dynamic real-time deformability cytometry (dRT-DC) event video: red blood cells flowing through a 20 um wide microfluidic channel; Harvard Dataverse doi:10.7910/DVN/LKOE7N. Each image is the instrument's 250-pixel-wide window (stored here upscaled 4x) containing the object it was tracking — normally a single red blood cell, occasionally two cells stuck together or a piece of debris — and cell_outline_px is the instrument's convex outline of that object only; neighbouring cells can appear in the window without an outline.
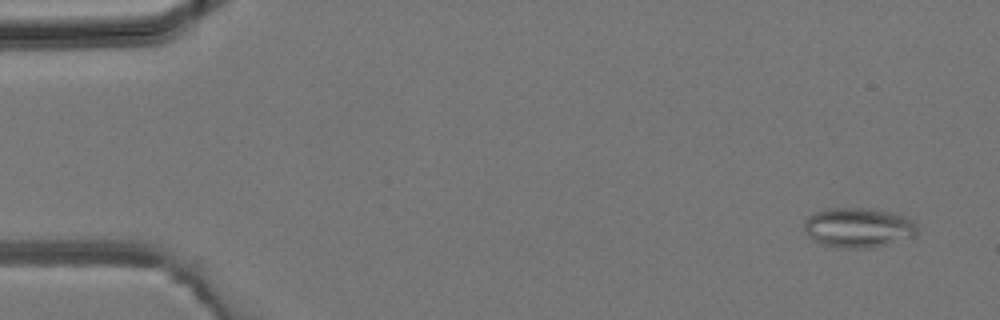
{"species": "common noctule bat (a hibernating species)", "species_latin": "Nyctalus noctula", "temperature_condition": "room temperature", "stored_images_in_passage": 43, "camera_frame_rate_fps": 3000, "um_per_image_px": 0.085, "animal": {"sex": "male", "body_mass_g": 19.2, "forearm_length_mm": 51.8}, "frame": {"image": 1, "passage_image": 3, "time_ms": 0.667, "image_size_px": [1000, 320], "cell_outline_px": [[920, 232], [916, 236], [872, 248], [844, 248], [824, 244], [812, 240], [808, 236], [804, 228], [804, 220], [812, 212], [824, 208], [860, 208], [892, 212], [908, 216], [916, 220]], "centroid_in_image_um": [73.0, 19.33], "position_along_channel_um": 12.0, "area_um2": 26.76}}
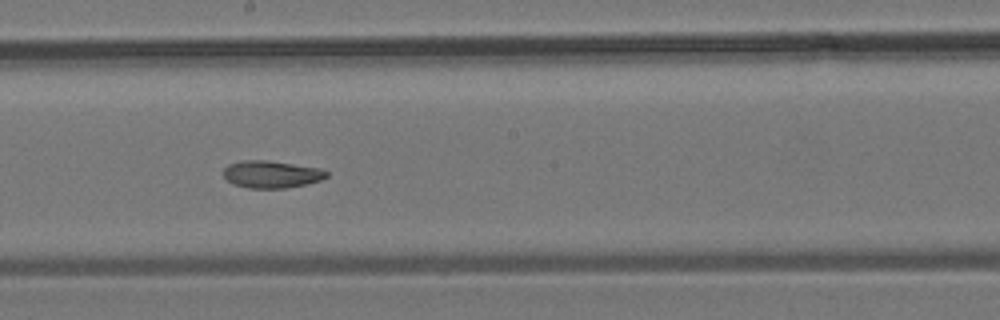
{"frame": {"image": 2, "passage_image": 24, "time_ms": 7.667, "image_size_px": [1000, 320], "cell_outline_px": [[328, 176], [320, 180], [304, 184], [284, 188], [248, 188], [232, 184], [224, 176], [224, 168], [228, 164], [240, 160], [268, 160], [320, 168], [328, 172]], "centroid_in_image_um": [23.05, 14.8], "position_along_channel_um": 225.2, "area_um2": 16.36}}
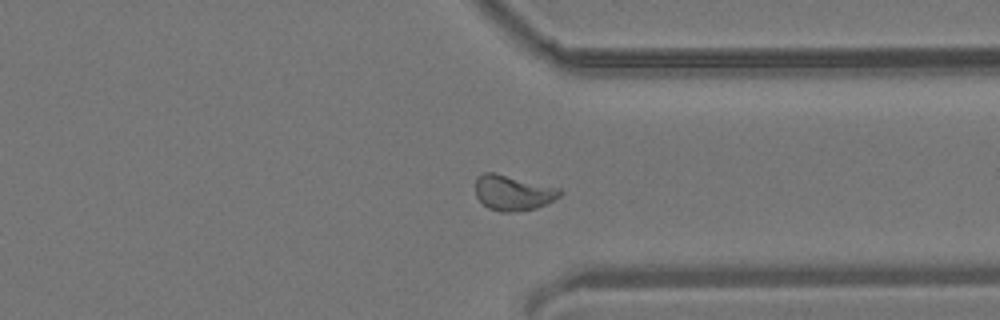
{"frame": {"image": 3, "passage_image": 33, "time_ms": 10.667, "image_size_px": [1000, 320], "cell_outline_px": [[564, 192], [560, 196], [536, 208], [512, 212], [500, 212], [488, 208], [476, 196], [476, 180], [484, 172], [492, 172], [560, 188]], "centroid_in_image_um": [43.61, 16.39], "position_along_channel_um": 367.8, "area_um2": 17.11}}